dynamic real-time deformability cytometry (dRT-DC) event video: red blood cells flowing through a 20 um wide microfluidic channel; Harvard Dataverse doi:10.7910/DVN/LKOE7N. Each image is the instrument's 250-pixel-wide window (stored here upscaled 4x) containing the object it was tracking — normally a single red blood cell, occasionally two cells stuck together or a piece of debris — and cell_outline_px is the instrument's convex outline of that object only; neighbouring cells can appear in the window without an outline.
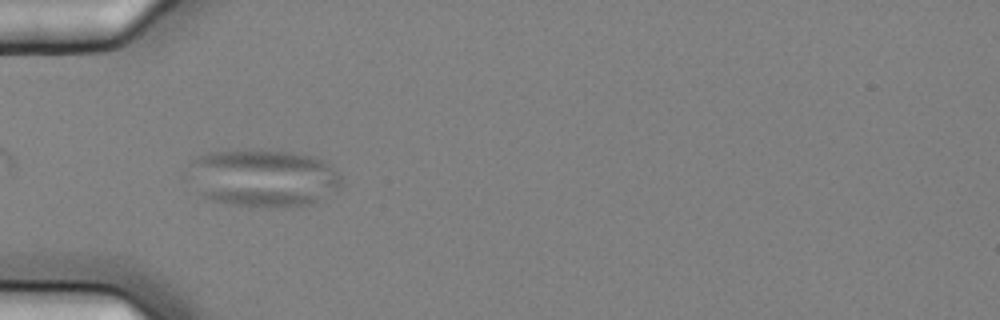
{"species": "common noctule bat (a hibernating species)", "species_latin": "Nyctalus noctula", "temperature_condition": "cold", "stored_images_in_passage": 7, "camera_frame_rate_fps": 3000, "um_per_image_px": 0.085, "animal": {"sex": "female", "body_mass_g": 25.1}, "frame": {"image": 1, "passage_image": 6, "time_ms": 1.667, "image_size_px": [1000, 320], "cell_outline_px": [[344, 188], [312, 204], [284, 208], [268, 208], [228, 204], [208, 200], [200, 196], [196, 192], [184, 176], [188, 164], [196, 156], [208, 152], [248, 148], [252, 148], [292, 152], [312, 156], [328, 164], [340, 172], [344, 176]], "centroid_in_image_um": [22.32, 15.14], "position_along_channel_um": 62.7, "area_um2": 53.93}}